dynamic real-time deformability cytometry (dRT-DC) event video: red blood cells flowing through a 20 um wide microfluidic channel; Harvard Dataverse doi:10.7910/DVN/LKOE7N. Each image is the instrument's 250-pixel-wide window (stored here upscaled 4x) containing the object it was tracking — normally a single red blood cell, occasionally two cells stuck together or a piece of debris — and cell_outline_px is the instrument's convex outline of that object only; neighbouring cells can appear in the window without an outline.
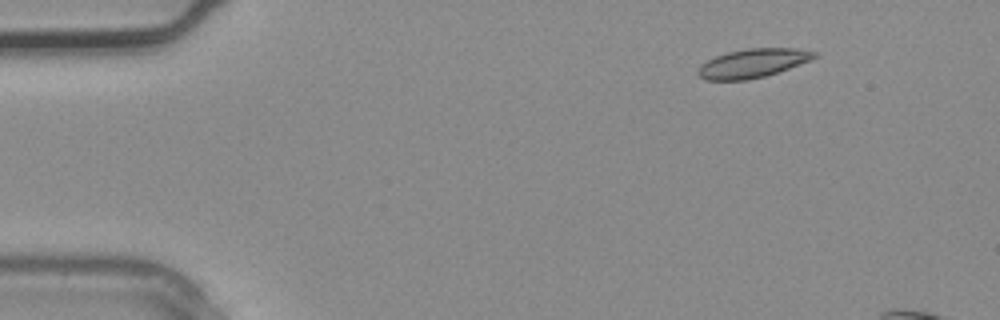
{"species": "common noctule bat (a hibernating species)", "species_latin": "Nyctalus noctula", "temperature_condition": "warm", "stored_images_in_passage": 3, "camera_frame_rate_fps": 3000, "um_per_image_px": 0.085, "animal": {"sex": "male", "body_mass_g": 20.4}, "frame": {"image": 1, "passage_image": 1, "time_ms": 0.0, "image_size_px": [1000, 320], "cell_outline_px": [[820, 52], [812, 60], [764, 76], [748, 80], [704, 80], [696, 72], [700, 64], [716, 56], [728, 52], [744, 48], [796, 48]], "centroid_in_image_um": [63.98, 5.36], "position_along_channel_um": 21.0, "area_um2": 19.59}}